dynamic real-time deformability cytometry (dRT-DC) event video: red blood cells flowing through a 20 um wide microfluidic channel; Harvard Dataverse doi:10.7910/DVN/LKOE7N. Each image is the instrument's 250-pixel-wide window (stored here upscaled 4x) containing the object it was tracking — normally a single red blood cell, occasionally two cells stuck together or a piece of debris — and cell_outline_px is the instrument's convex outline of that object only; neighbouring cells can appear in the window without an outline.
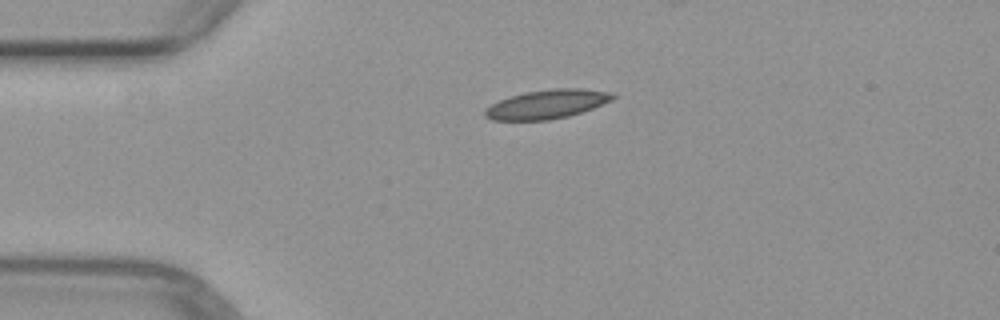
{"species": "common noctule bat (a hibernating species)", "species_latin": "Nyctalus noctula", "temperature_condition": "warm", "stored_images_in_passage": 2, "camera_frame_rate_fps": 3000, "um_per_image_px": 0.085, "animal": {"sex": "female", "body_mass_g": 29.2, "forearm_length_mm": 56.3}, "frame": {"image": 1, "passage_image": 1, "time_ms": 0.0, "image_size_px": [1000, 320], "cell_outline_px": [[616, 96], [612, 100], [592, 108], [568, 116], [548, 120], [492, 120], [484, 116], [484, 108], [500, 100], [524, 92], [552, 88], [580, 88], [612, 92]], "centroid_in_image_um": [46.48, 8.85], "position_along_channel_um": 38.5, "area_um2": 21.5}}